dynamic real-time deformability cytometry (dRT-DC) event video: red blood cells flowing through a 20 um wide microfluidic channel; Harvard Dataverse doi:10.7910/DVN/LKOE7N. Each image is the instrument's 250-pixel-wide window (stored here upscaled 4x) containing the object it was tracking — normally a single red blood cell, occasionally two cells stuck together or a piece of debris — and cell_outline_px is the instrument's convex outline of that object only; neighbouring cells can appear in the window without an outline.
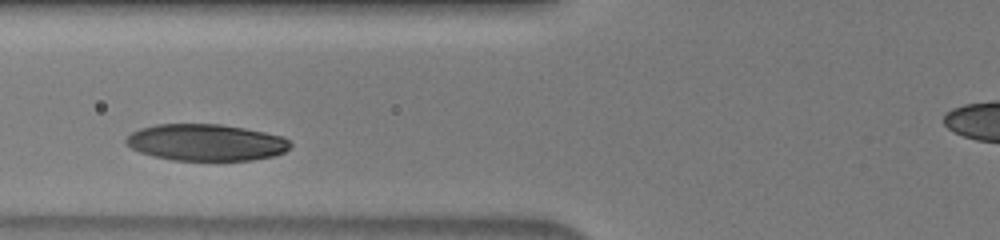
{"species": "human", "species_latin": "Homo sapiens", "temperature_condition": "warm", "stored_images_in_passage": 24, "camera_frame_rate_fps": 3000, "um_per_image_px": 0.085, "donor": {"sex": "male"}, "frame": {"image": 1, "passage_image": 8, "time_ms": 2.333, "image_size_px": [1000, 240], "cell_outline_px": [[292, 144], [284, 152], [272, 156], [252, 160], [172, 160], [152, 156], [140, 152], [132, 148], [124, 140], [132, 132], [140, 128], [156, 124], [220, 124], [244, 128], [284, 136]], "centroid_in_image_um": [17.51, 12.1], "position_along_channel_um": 108.3, "area_um2": 35.03}}